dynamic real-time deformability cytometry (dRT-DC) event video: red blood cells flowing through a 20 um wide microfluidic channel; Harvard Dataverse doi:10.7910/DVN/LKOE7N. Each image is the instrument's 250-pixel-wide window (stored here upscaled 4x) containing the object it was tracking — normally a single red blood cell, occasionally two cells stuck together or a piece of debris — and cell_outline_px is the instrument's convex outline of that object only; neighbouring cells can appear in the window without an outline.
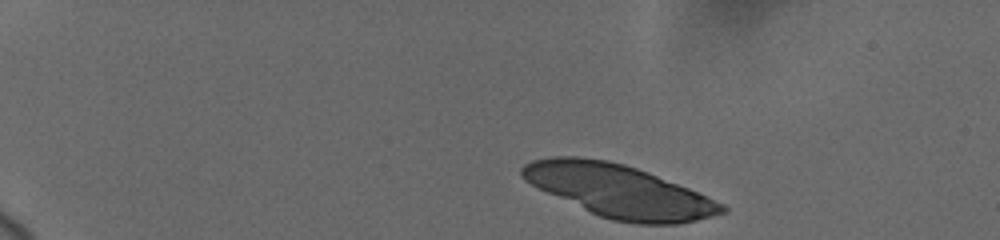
{"species": "human", "species_latin": "Homo sapiens", "temperature_condition": "cold", "stored_images_in_passage": 16, "camera_frame_rate_fps": 3000, "um_per_image_px": 0.085, "donor": {"sex": "female"}, "frame": {"image": 1, "passage_image": 1, "time_ms": 0.0, "image_size_px": [1000, 240], "cell_outline_px": [[728, 212], [696, 220], [676, 224], [636, 224], [612, 220], [600, 216], [548, 192], [524, 180], [520, 176], [520, 168], [524, 164], [532, 160], [552, 156], [576, 156], [608, 160], [624, 164], [648, 172], [688, 188], [724, 204], [728, 208]], "centroid_in_image_um": [52.62, 16.22], "position_along_channel_um": 32.4, "area_um2": 60.81}}